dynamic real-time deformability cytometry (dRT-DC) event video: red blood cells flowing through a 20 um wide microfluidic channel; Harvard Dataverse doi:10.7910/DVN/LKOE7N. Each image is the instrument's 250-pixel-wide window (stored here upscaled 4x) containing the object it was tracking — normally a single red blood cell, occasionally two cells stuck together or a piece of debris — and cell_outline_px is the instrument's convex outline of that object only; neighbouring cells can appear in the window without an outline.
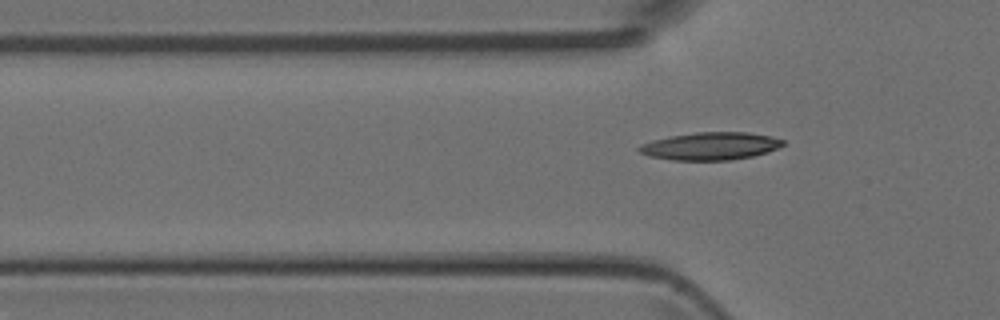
{"species": "Egyptian fruit bat (a non-hibernating species)", "species_latin": "Rousettus aegyptiacus", "temperature_condition": "room temperature", "stored_images_in_passage": 6, "camera_frame_rate_fps": 3000, "um_per_image_px": 0.085, "animal": {"sex": "female"}, "frame": {"image": 1, "passage_image": 6, "time_ms": 1.667, "image_size_px": [1000, 320], "cell_outline_px": [[784, 144], [768, 152], [752, 156], [728, 160], [672, 160], [652, 156], [640, 152], [636, 148], [640, 144], [652, 140], [668, 136], [696, 132], [748, 132], [772, 136], [784, 140]], "centroid_in_image_um": [60.38, 12.41], "position_along_channel_um": 65.4, "area_um2": 23.18}}